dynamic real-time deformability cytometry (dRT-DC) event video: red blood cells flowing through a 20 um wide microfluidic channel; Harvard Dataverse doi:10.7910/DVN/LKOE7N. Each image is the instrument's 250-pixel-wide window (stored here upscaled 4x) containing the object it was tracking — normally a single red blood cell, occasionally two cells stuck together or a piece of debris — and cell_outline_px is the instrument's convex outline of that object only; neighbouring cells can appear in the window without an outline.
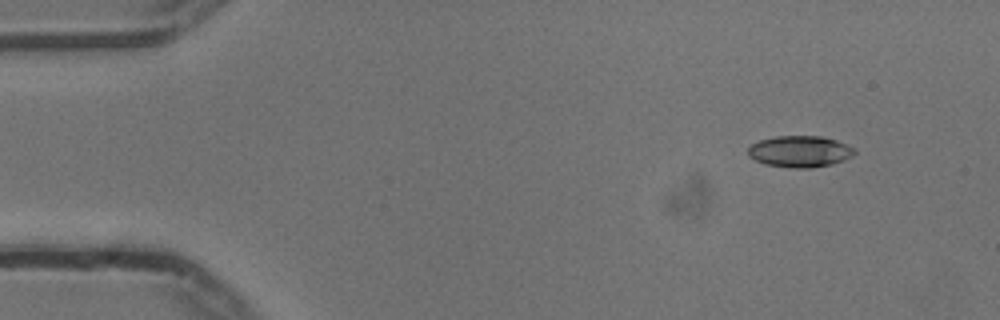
{"species": "common noctule bat (a hibernating species)", "species_latin": "Nyctalus noctula", "temperature_condition": "cold", "stored_images_in_passage": 8, "camera_frame_rate_fps": 3000, "um_per_image_px": 0.085, "animal": {"sex": "male", "body_mass_g": 13.3}, "frame": {"image": 1, "passage_image": 1, "time_ms": 0.0, "image_size_px": [1000, 320], "cell_outline_px": [[856, 152], [852, 156], [844, 160], [832, 164], [812, 168], [788, 168], [764, 164], [748, 156], [748, 148], [752, 144], [760, 140], [776, 136], [824, 136], [836, 140], [856, 148]], "centroid_in_image_um": [68.01, 12.88], "position_along_channel_um": 17.0, "area_um2": 19.71}}